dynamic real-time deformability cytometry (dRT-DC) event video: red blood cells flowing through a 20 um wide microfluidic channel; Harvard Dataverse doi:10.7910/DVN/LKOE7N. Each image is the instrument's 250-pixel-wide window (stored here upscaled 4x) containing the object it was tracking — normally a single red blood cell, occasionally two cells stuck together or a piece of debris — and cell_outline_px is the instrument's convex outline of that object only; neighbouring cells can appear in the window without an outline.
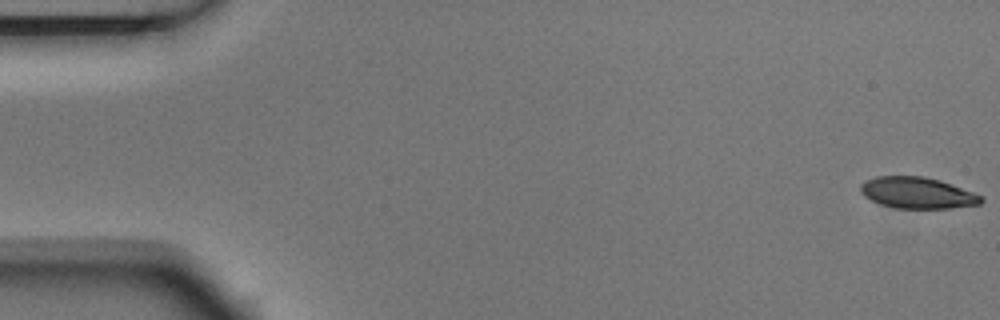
{"species": "Egyptian fruit bat (a non-hibernating species)", "species_latin": "Rousettus aegyptiacus", "temperature_condition": "room temperature", "stored_images_in_passage": 5, "camera_frame_rate_fps": 3000, "um_per_image_px": 0.085, "animal": {"sex": "male"}, "frame": {"image": 1, "passage_image": 1, "time_ms": 0.0, "image_size_px": [1000, 320], "cell_outline_px": [[984, 200], [980, 204], [948, 208], [896, 208], [880, 204], [864, 196], [860, 192], [860, 184], [876, 176], [924, 176], [940, 180], [972, 192], [980, 196]], "centroid_in_image_um": [77.94, 16.39], "position_along_channel_um": 7.1, "area_um2": 21.79}}